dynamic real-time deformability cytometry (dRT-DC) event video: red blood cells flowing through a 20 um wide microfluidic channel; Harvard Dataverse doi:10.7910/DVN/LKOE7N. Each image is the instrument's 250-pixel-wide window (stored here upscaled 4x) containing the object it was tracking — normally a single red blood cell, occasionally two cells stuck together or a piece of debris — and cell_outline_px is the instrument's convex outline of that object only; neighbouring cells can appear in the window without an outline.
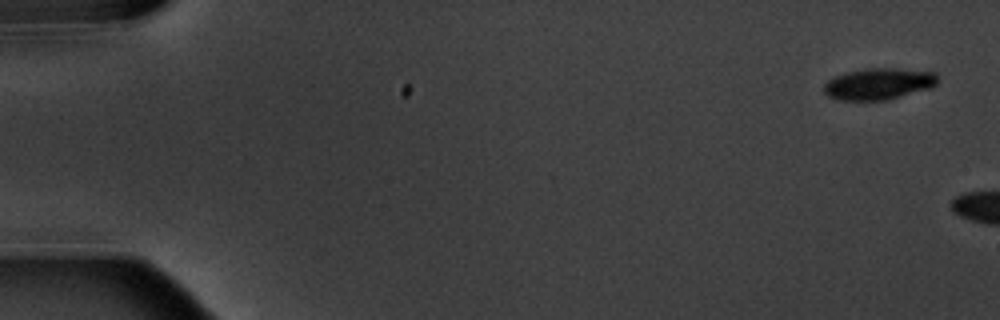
{"species": "common noctule bat (a hibernating species)", "species_latin": "Nyctalus noctula", "temperature_condition": "warm", "stored_images_in_passage": 3, "camera_frame_rate_fps": 3000, "um_per_image_px": 0.085, "animal": {"sex": "male", "body_mass_g": 20.1, "forearm_length_mm": 53.5}, "frame": {"image": 1, "passage_image": 1, "time_ms": 0.0, "image_size_px": [1000, 320], "cell_outline_px": [[936, 84], [932, 88], [888, 100], [840, 100], [828, 96], [824, 92], [824, 84], [828, 80], [836, 76], [848, 72], [868, 68], [892, 68], [936, 72]], "centroid_in_image_um": [74.7, 7.14], "position_along_channel_um": 10.3, "area_um2": 20.81}}